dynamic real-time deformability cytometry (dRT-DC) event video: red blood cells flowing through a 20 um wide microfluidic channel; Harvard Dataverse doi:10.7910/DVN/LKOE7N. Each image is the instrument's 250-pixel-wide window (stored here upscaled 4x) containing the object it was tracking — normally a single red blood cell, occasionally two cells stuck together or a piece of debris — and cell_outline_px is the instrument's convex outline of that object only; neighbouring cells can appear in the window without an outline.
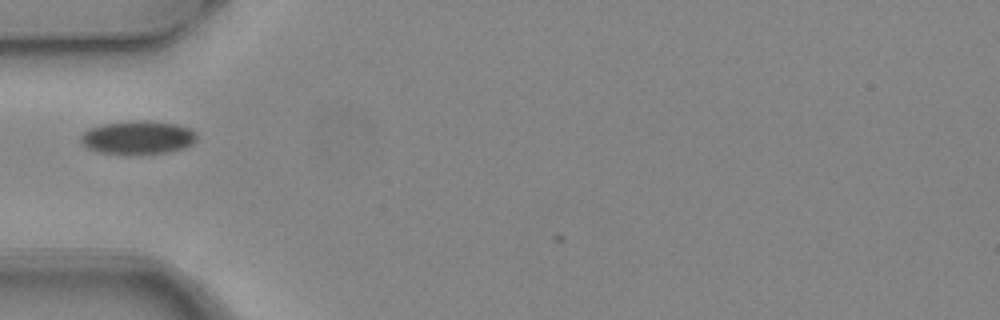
{"species": "common noctule bat (a hibernating species)", "species_latin": "Nyctalus noctula", "temperature_condition": "warm", "stored_images_in_passage": 2, "camera_frame_rate_fps": 3000, "um_per_image_px": 0.085, "animal": {"sex": "female", "body_mass_g": 24.6, "forearm_length_mm": 56.2}, "frame": {"image": 1, "passage_image": 1, "time_ms": 0.0, "image_size_px": [1000, 320], "cell_outline_px": [[196, 140], [192, 144], [184, 148], [168, 152], [96, 152], [80, 144], [80, 136], [88, 128], [100, 124], [132, 120], [148, 120], [176, 124], [188, 128], [196, 132]], "centroid_in_image_um": [11.69, 11.64], "position_along_channel_um": 73.3, "area_um2": 22.31}}